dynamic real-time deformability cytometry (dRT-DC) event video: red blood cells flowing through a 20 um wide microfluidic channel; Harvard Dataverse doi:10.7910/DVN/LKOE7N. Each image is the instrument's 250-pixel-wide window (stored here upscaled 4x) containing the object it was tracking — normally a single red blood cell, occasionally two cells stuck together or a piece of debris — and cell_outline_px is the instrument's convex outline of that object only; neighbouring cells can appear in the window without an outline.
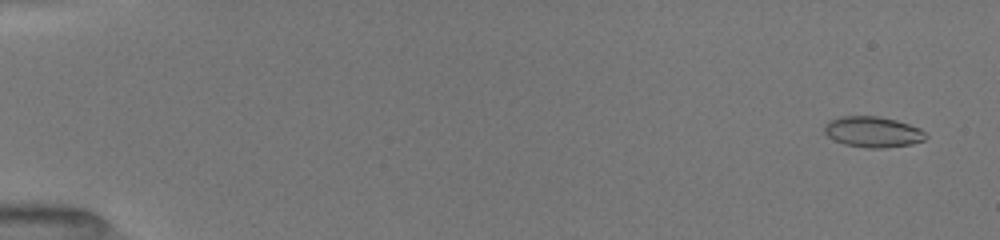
{"species": "common noctule bat (a hibernating species)", "species_latin": "Nyctalus noctula", "temperature_condition": "room temperature", "stored_images_in_passage": 68, "camera_frame_rate_fps": 3000, "um_per_image_px": 0.085, "animal": {"sex": "female", "body_mass_g": 19.5, "forearm_length_mm": 54.1}, "frame": {"image": 1, "passage_image": 4, "time_ms": 0.667, "image_size_px": [1000, 240], "cell_outline_px": [[928, 136], [924, 140], [912, 144], [880, 148], [868, 148], [844, 144], [828, 136], [824, 132], [824, 128], [828, 120], [840, 116], [876, 116], [896, 120], [920, 128]], "centroid_in_image_um": [74.19, 11.2], "position_along_channel_um": 10.8, "area_um2": 18.09}}
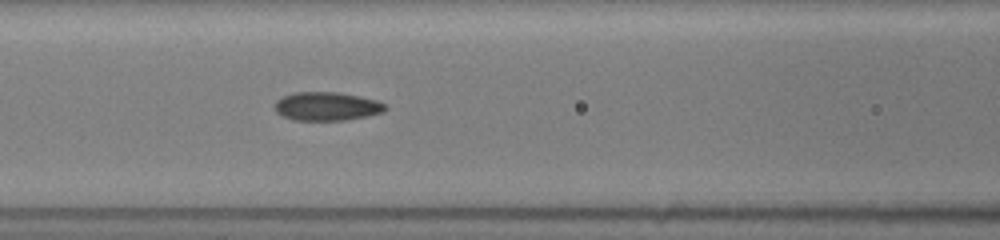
{"frame": {"image": 2, "passage_image": 31, "time_ms": 7.667, "image_size_px": [1000, 240], "cell_outline_px": [[388, 108], [384, 112], [368, 116], [344, 120], [292, 120], [280, 116], [276, 112], [276, 100], [284, 96], [296, 92], [336, 92], [360, 96], [376, 100], [384, 104]], "centroid_in_image_um": [27.78, 9.04], "position_along_channel_um": 138.8, "area_um2": 18.44}}
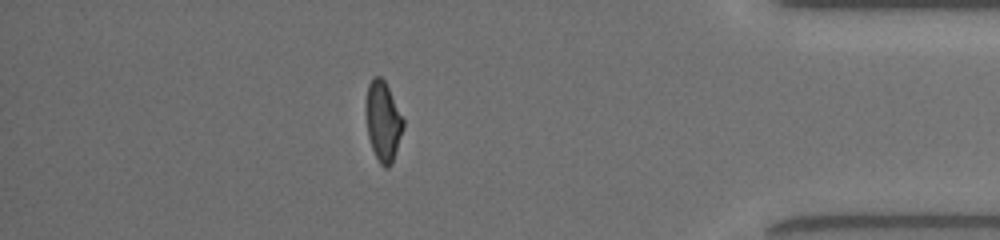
{"frame": {"image": 3, "passage_image": 60, "time_ms": 15.0, "image_size_px": [1000, 240], "cell_outline_px": [[404, 128], [392, 164], [388, 168], [384, 168], [380, 164], [372, 148], [368, 136], [364, 112], [364, 104], [368, 84], [372, 76], [380, 76], [384, 80], [404, 120]], "centroid_in_image_um": [32.53, 10.3], "position_along_channel_um": 402.7, "area_um2": 17.69}, "authors_computed_cell_mechanics": {"area_um2": 17.8891, "velocity_mm_per_s": 4.061, "shape_relaxation_time_tau1_ms": 6.0402, "shape_relaxation_time_tau2_ms": 1.3406, "deformation_change_tau1": 0.1984, "deformation_change_tau2": 0.07}}